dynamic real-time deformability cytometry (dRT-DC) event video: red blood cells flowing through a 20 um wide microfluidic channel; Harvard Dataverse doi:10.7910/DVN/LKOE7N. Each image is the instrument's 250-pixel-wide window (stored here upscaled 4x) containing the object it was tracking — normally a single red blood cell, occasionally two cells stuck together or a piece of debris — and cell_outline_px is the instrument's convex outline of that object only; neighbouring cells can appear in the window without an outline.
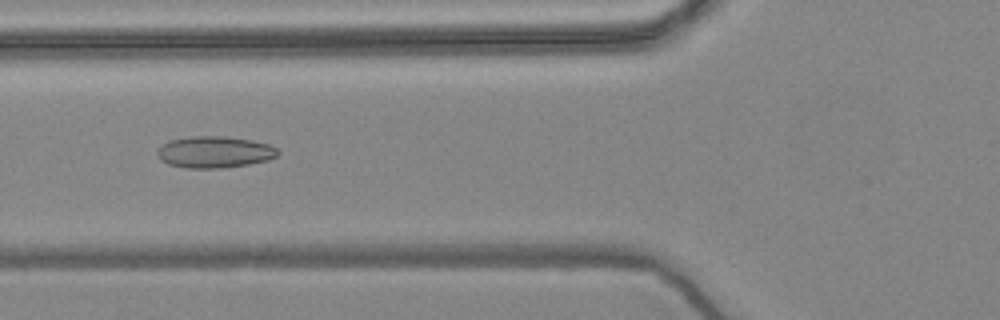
{"species": "common noctule bat (a hibernating species)", "species_latin": "Nyctalus noctula", "temperature_condition": "warm", "stored_images_in_passage": 56, "camera_frame_rate_fps": 3000, "um_per_image_px": 0.085, "animal": {"sex": "female", "body_mass_g": 24.6, "forearm_length_mm": 56.2}, "frame": {"image": 1, "passage_image": 21, "time_ms": 6.667, "image_size_px": [1000, 320], "cell_outline_px": [[280, 152], [276, 156], [268, 160], [248, 164], [220, 168], [184, 168], [168, 164], [160, 160], [156, 152], [164, 144], [172, 140], [192, 136], [224, 136], [252, 140], [268, 144], [276, 148]], "centroid_in_image_um": [18.24, 12.93], "position_along_channel_um": 107.6, "area_um2": 22.08}}
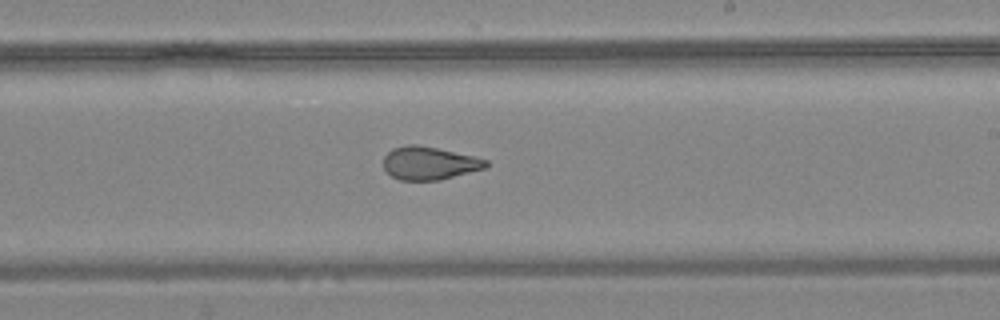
{"frame": {"image": 2, "passage_image": 33, "time_ms": 10.667, "image_size_px": [1000, 320], "cell_outline_px": [[488, 168], [440, 180], [400, 180], [392, 176], [384, 168], [384, 156], [392, 148], [408, 144], [416, 144], [476, 156], [488, 160]], "centroid_in_image_um": [36.53, 13.87], "position_along_channel_um": 252.5, "area_um2": 19.88}}
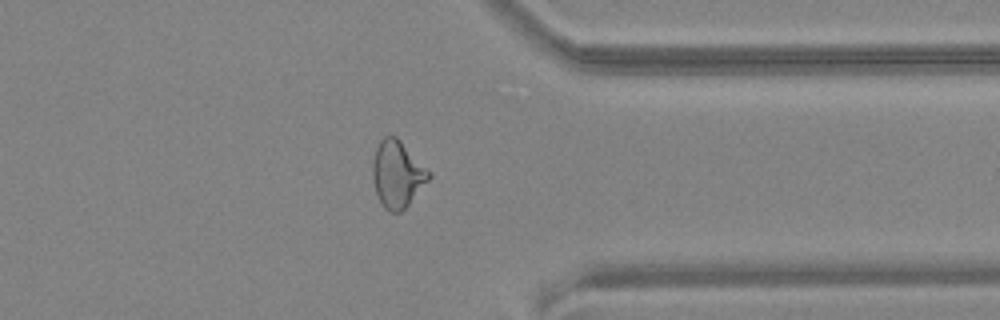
{"frame": {"image": 3, "passage_image": 44, "time_ms": 14.333, "image_size_px": [1000, 320], "cell_outline_px": [[432, 176], [408, 204], [400, 212], [388, 212], [384, 208], [376, 192], [372, 176], [372, 164], [376, 148], [380, 140], [384, 136], [396, 136], [432, 172]], "centroid_in_image_um": [33.78, 14.79], "position_along_channel_um": 377.6, "area_um2": 21.79}, "authors_computed_cell_mechanics": {"area_um2": 22.0507, "velocity_mm_per_s": 3.6195, "shape_relaxation_time_tau1_ms": 10.0107, "shape_relaxation_time_tau2_ms": 1.5722, "deformation_change_tau1": 0.214, "deformation_change_tau2": 0.0878}}